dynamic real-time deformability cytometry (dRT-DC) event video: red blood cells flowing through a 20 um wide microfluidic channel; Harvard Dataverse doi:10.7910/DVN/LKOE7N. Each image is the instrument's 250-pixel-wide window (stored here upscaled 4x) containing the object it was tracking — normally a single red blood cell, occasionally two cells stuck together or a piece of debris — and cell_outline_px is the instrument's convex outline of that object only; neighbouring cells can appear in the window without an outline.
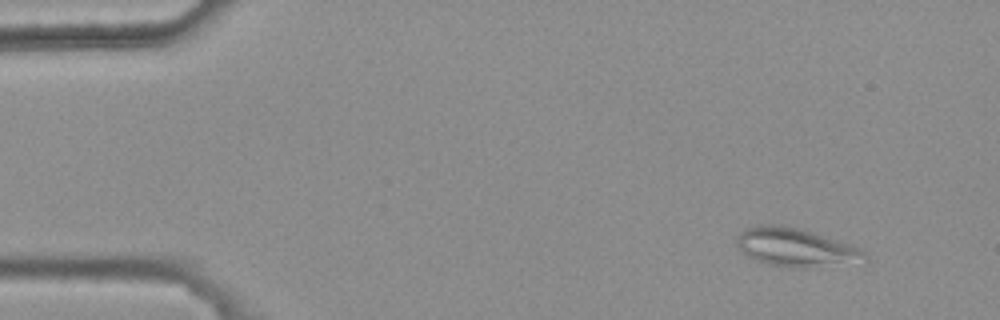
{"species": "common noctule bat (a hibernating species)", "species_latin": "Nyctalus noctula", "temperature_condition": "warm", "stored_images_in_passage": 4, "camera_frame_rate_fps": 3000, "um_per_image_px": 0.085, "animal": {"sex": "female", "body_mass_g": 25.1}, "frame": {"image": 1, "passage_image": 1, "time_ms": 0.0, "image_size_px": [1000, 320], "cell_outline_px": [[868, 260], [804, 268], [788, 268], [768, 264], [752, 260], [736, 244], [736, 236], [744, 228], [756, 224], [780, 224], [796, 228], [836, 240], [860, 248], [868, 256]], "centroid_in_image_um": [67.54, 21.02], "position_along_channel_um": 17.5, "area_um2": 28.44}}